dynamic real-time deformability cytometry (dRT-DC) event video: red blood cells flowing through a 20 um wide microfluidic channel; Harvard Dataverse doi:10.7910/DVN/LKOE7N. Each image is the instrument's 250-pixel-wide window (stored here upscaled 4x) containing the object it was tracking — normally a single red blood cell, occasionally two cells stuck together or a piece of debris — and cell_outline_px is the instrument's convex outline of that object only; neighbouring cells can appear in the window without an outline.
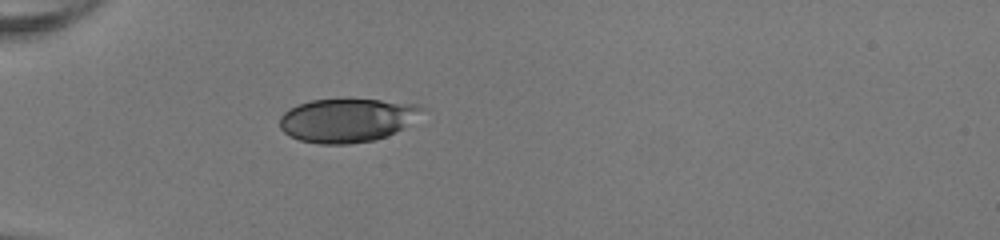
{"species": "human", "species_latin": "Homo sapiens", "temperature_condition": "room temperature", "stored_images_in_passage": 35, "camera_frame_rate_fps": 3000, "um_per_image_px": 0.085, "donor": {"sex": "female"}, "frame": {"image": 1, "passage_image": 1, "time_ms": 0.0, "image_size_px": [1000, 240], "cell_outline_px": [[428, 108], [396, 132], [376, 140], [348, 144], [320, 144], [300, 140], [288, 136], [280, 128], [280, 116], [288, 108], [296, 104], [312, 100], [380, 100], [420, 104]], "centroid_in_image_um": [29.48, 10.22], "position_along_channel_um": 55.5, "area_um2": 36.24}}
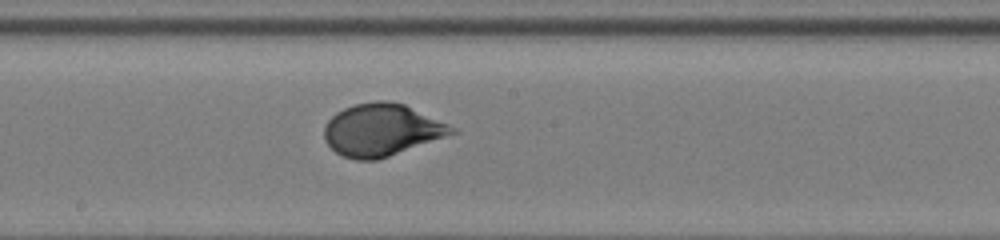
{"frame": {"image": 2, "passage_image": 14, "time_ms": 4.333, "image_size_px": [1000, 240], "cell_outline_px": [[460, 132], [376, 160], [356, 160], [344, 156], [336, 152], [324, 140], [324, 124], [336, 112], [352, 104], [376, 100], [388, 100], [404, 104], [448, 124], [456, 128]], "centroid_in_image_um": [32.43, 11.03], "position_along_channel_um": 215.8, "area_um2": 38.84}}
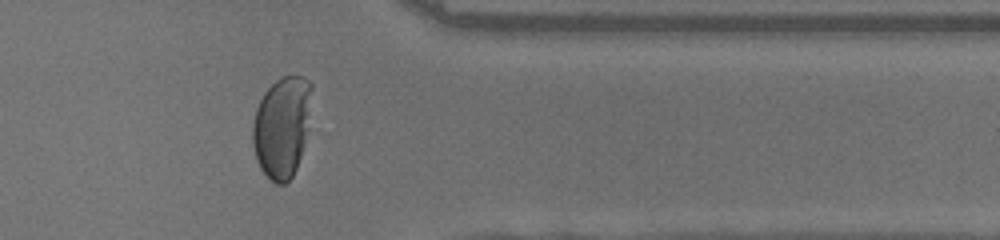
{"frame": {"image": 3, "passage_image": 27, "time_ms": 8.667, "image_size_px": [1000, 240], "cell_outline_px": [[312, 88], [304, 140], [300, 156], [296, 168], [292, 176], [284, 184], [276, 184], [260, 168], [256, 160], [252, 144], [252, 124], [256, 108], [264, 92], [280, 76], [300, 76], [308, 80], [312, 84]], "centroid_in_image_um": [23.92, 10.77], "position_along_channel_um": 387.5, "area_um2": 34.33}, "authors_computed_cell_mechanics": {"area_um2": 38.8416, "velocity_mm_per_s": 4.0882, "shape_relaxation_time_tau1_ms": 3.0903, "shape_relaxation_time_tau2_ms": null, "deformation_change_tau1": 0.1819, "deformation_change_tau2": null}}